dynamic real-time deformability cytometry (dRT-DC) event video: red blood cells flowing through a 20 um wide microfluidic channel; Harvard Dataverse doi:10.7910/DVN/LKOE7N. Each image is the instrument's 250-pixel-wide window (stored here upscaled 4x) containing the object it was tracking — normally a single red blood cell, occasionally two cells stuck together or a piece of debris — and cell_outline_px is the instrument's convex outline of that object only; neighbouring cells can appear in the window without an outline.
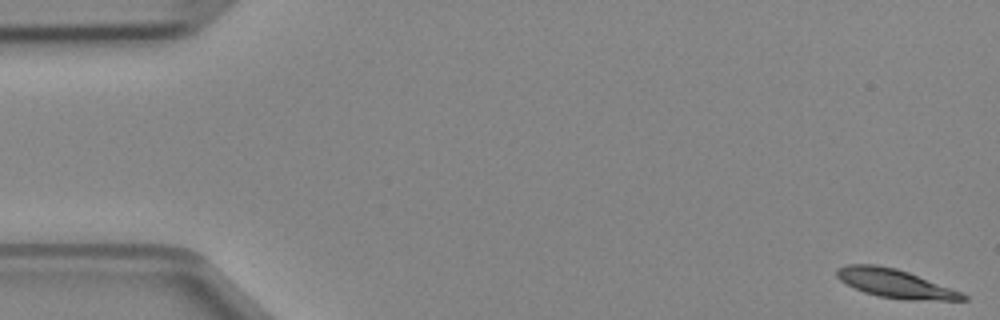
{"species": "Egyptian fruit bat (a non-hibernating species)", "species_latin": "Rousettus aegyptiacus", "temperature_condition": "cold", "stored_images_in_passage": 48, "camera_frame_rate_fps": 3000, "um_per_image_px": 0.085, "animal": {"sex": "female"}, "frame": {"image": 1, "passage_image": 1, "time_ms": 0.0, "image_size_px": [1000, 320], "cell_outline_px": [[968, 300], [908, 300], [880, 296], [864, 292], [840, 280], [836, 276], [836, 268], [848, 264], [876, 264], [896, 268], [908, 272], [960, 292], [968, 296]], "centroid_in_image_um": [76.05, 24.09], "position_along_channel_um": 8.9, "area_um2": 20.69}}
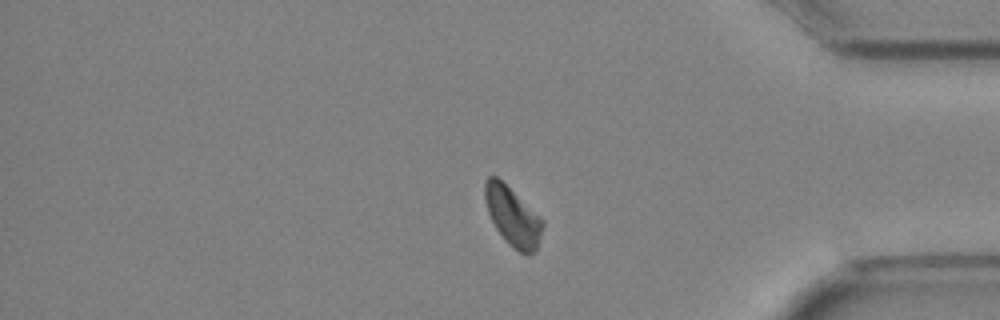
{"frame": {"image": 2, "passage_image": 40, "time_ms": 13.0, "image_size_px": [1000, 320], "cell_outline_px": [[544, 224], [536, 252], [528, 256], [512, 248], [508, 244], [496, 228], [488, 212], [484, 200], [484, 184], [488, 176], [496, 176], [540, 216], [544, 220]], "centroid_in_image_um": [43.59, 18.43], "position_along_channel_um": 391.6, "area_um2": 19.83}}
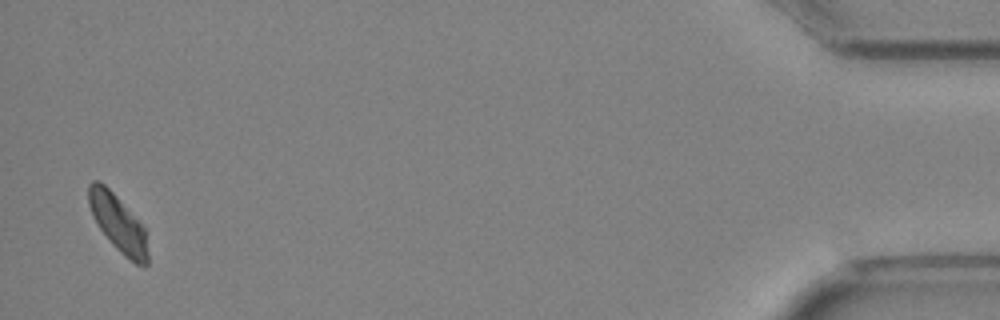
{"frame": {"image": 3, "passage_image": 47, "time_ms": 15.333, "image_size_px": [1000, 320], "cell_outline_px": [[148, 264], [136, 264], [124, 256], [112, 244], [100, 228], [88, 204], [88, 184], [92, 180], [96, 180], [104, 184], [116, 196], [144, 228], [148, 252]], "centroid_in_image_um": [10.02, 18.97], "position_along_channel_um": 425.2, "area_um2": 19.02}}